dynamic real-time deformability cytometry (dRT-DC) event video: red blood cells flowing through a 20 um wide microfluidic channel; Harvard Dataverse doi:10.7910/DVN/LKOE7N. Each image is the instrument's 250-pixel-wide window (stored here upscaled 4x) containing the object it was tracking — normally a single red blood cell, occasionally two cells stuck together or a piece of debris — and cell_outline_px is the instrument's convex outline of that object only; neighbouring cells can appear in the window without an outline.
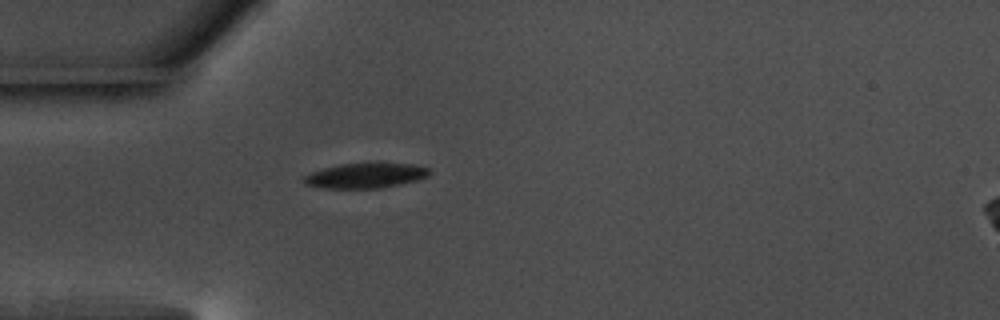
{"species": "common noctule bat (a hibernating species)", "species_latin": "Nyctalus noctula", "temperature_condition": "warm", "stored_images_in_passage": 41, "camera_frame_rate_fps": 3000, "um_per_image_px": 0.085, "animal": {"sex": "male", "body_mass_g": 17.5, "forearm_length_mm": 52.3}, "frame": {"image": 1, "passage_image": 1, "time_ms": 0.0, "image_size_px": [1000, 320], "cell_outline_px": [[432, 172], [428, 176], [420, 180], [380, 188], [324, 188], [304, 184], [300, 180], [304, 176], [312, 172], [324, 168], [340, 164], [368, 160], [380, 160], [416, 164], [428, 168]], "centroid_in_image_um": [31.14, 14.86], "position_along_channel_um": 53.9, "area_um2": 19.48}}
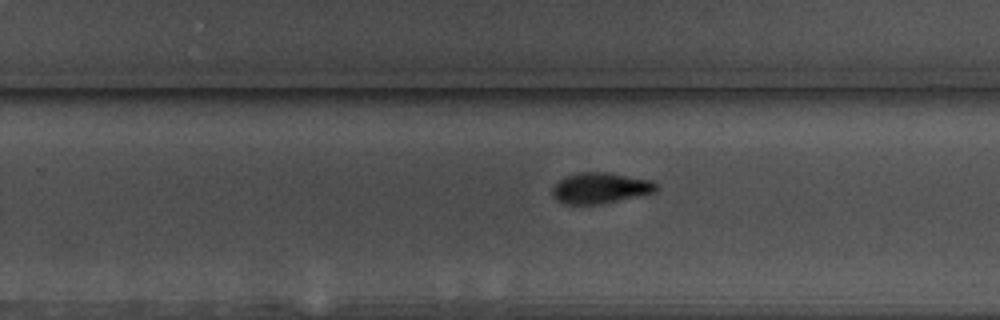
{"frame": {"image": 2, "passage_image": 20, "time_ms": 6.333, "image_size_px": [1000, 320], "cell_outline_px": [[660, 188], [656, 192], [600, 204], [564, 204], [556, 200], [552, 196], [552, 188], [564, 176], [580, 172], [604, 172], [652, 180], [660, 184]], "centroid_in_image_um": [51.05, 15.98], "position_along_channel_um": 278.8, "area_um2": 18.79}}
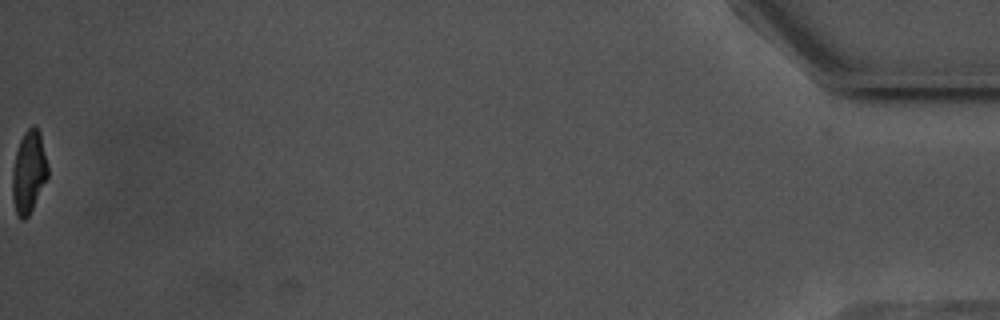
{"frame": {"image": 3, "passage_image": 41, "time_ms": 13.333, "image_size_px": [1000, 320], "cell_outline_px": [[48, 176], [28, 216], [24, 220], [20, 220], [16, 216], [12, 200], [12, 168], [16, 152], [20, 140], [24, 132], [32, 124], [40, 132], [48, 164]], "centroid_in_image_um": [2.43, 14.63], "position_along_channel_um": 432.8, "area_um2": 17.17}, "authors_computed_cell_mechanics": {"area_um2": 18.785, "velocity_mm_per_s": 3.6679, "shape_relaxation_time_tau1_ms": 2.7963, "shape_relaxation_time_tau2_ms": 3.7644, "deformation_change_tau1": 0.1272, "deformation_change_tau2": 0.1049}}